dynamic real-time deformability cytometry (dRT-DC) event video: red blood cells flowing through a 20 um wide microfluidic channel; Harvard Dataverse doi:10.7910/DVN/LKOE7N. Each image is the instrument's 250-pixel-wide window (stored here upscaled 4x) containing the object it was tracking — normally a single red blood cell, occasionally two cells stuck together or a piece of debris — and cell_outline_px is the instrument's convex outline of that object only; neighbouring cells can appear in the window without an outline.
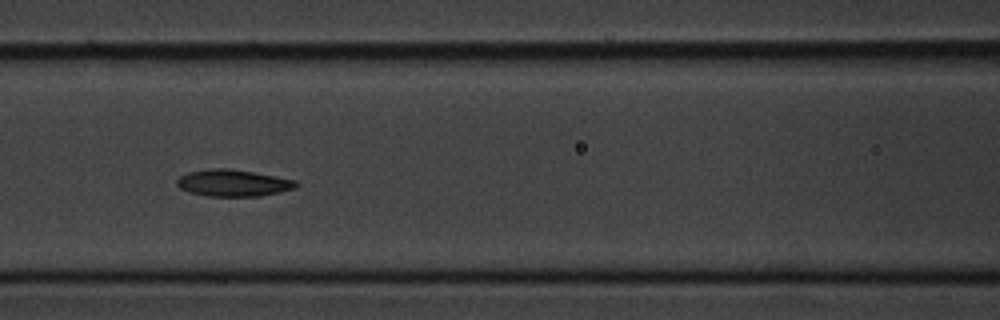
{"species": "common noctule bat (a hibernating species)", "species_latin": "Nyctalus noctula", "temperature_condition": "cold", "stored_images_in_passage": 9, "camera_frame_rate_fps": 3000, "um_per_image_px": 0.085, "animal": {"sex": "male", "body_mass_g": 20.1, "forearm_length_mm": 53.5}, "frame": {"image": 1, "passage_image": 6, "time_ms": 6.667, "image_size_px": [1000, 320], "cell_outline_px": [[300, 184], [296, 188], [280, 192], [260, 196], [208, 196], [188, 192], [180, 188], [176, 184], [176, 180], [180, 176], [188, 172], [212, 168], [228, 168], [276, 176], [296, 180]], "centroid_in_image_um": [19.83, 15.55], "position_along_channel_um": 146.8, "area_um2": 18.67}}
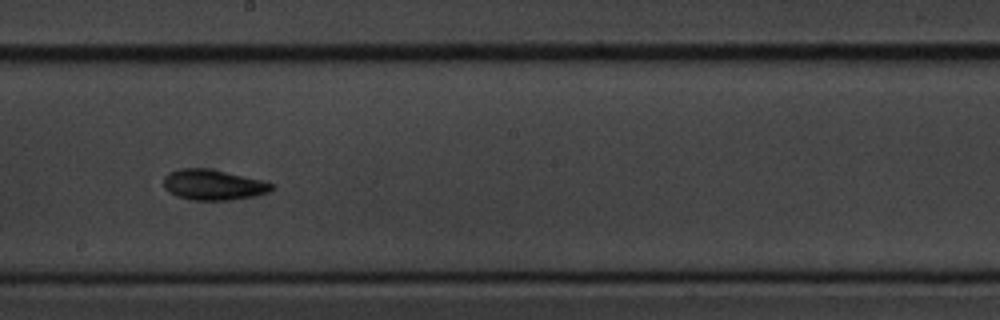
{"frame": {"image": 2, "passage_image": 8, "time_ms": 9.0, "image_size_px": [1000, 320], "cell_outline_px": [[276, 184], [268, 192], [256, 196], [228, 200], [192, 200], [168, 192], [164, 188], [164, 176], [168, 172], [180, 168], [208, 168], [260, 180]], "centroid_in_image_um": [18.1, 15.7], "position_along_channel_um": 230.1, "area_um2": 19.07}}
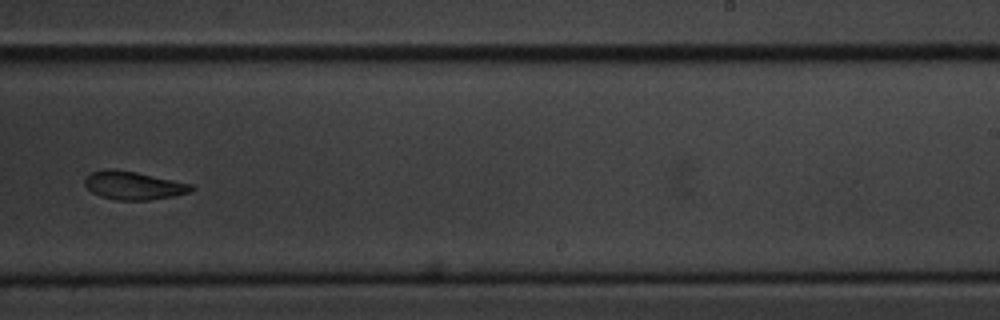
{"frame": {"image": 3, "passage_image": 9, "time_ms": 10.333, "image_size_px": [1000, 320], "cell_outline_px": [[196, 188], [192, 192], [172, 196], [148, 200], [116, 200], [100, 196], [92, 192], [84, 184], [84, 180], [92, 172], [108, 168], [112, 168], [136, 172], [192, 184]], "centroid_in_image_um": [11.36, 15.76], "position_along_channel_um": 277.6, "area_um2": 17.51}}